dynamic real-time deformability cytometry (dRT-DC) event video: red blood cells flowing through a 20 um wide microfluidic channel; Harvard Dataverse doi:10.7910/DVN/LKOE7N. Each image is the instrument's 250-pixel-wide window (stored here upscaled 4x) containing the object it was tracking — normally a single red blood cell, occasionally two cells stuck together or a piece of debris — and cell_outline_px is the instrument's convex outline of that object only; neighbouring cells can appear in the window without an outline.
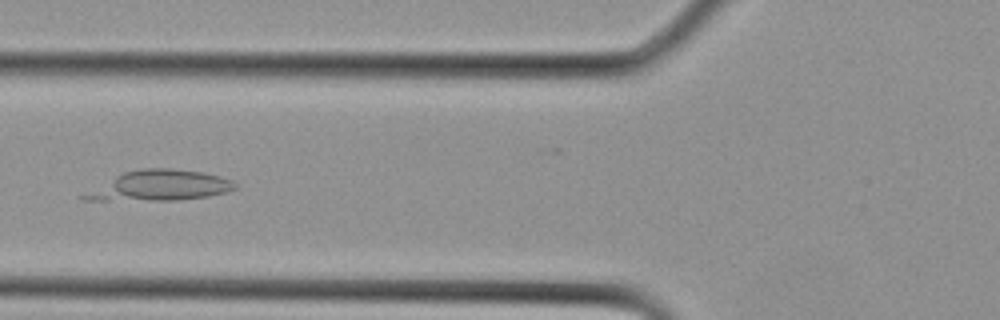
{"species": "Egyptian fruit bat (a non-hibernating species)", "species_latin": "Rousettus aegyptiacus", "temperature_condition": "cold", "stored_images_in_passage": 10, "camera_frame_rate_fps": 3000, "um_per_image_px": 0.085, "animal": {"sex": "female"}, "frame": {"image": 1, "passage_image": 7, "time_ms": 2.0, "image_size_px": [1000, 320], "cell_outline_px": [[236, 188], [228, 192], [208, 196], [176, 200], [80, 200], [80, 196], [116, 176], [124, 172], [144, 168], [172, 168], [204, 172], [220, 176], [232, 180], [236, 184]], "centroid_in_image_um": [13.62, 15.77], "position_along_channel_um": 112.2, "area_um2": 26.41}}
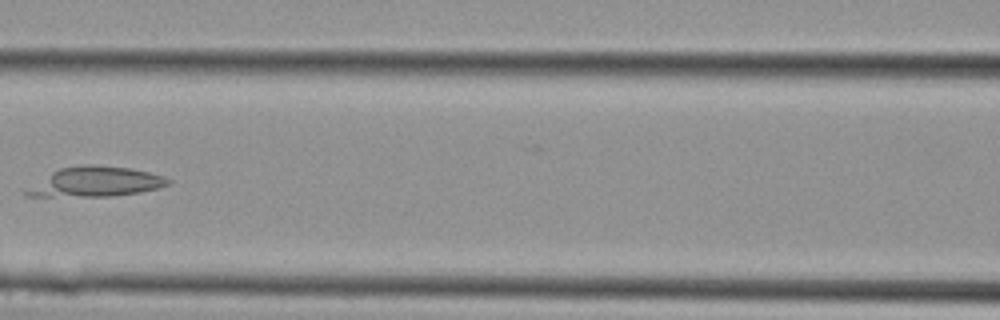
{"frame": {"image": 2, "passage_image": 9, "time_ms": 2.667, "image_size_px": [1000, 320], "cell_outline_px": [[172, 180], [168, 184], [160, 188], [140, 192], [112, 196], [24, 196], [24, 192], [52, 172], [60, 168], [80, 164], [92, 164], [132, 168], [164, 176]], "centroid_in_image_um": [8.19, 15.44], "position_along_channel_um": 158.4, "area_um2": 24.45}}